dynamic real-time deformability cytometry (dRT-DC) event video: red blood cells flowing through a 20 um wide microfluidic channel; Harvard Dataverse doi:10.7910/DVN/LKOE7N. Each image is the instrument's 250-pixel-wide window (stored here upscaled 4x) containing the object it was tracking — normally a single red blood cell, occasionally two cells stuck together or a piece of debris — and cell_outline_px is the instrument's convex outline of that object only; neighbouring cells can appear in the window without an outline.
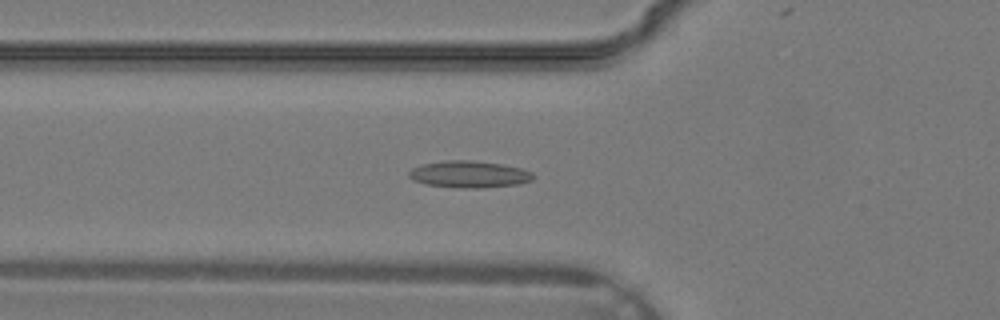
{"species": "common noctule bat (a hibernating species)", "species_latin": "Nyctalus noctula", "temperature_condition": "warm", "stored_images_in_passage": 36, "segment_of_instrument_passage": [1, 2], "camera_frame_rate_fps": 3000, "um_per_image_px": 0.085, "animal": {"sex": "male", "body_mass_g": 19.2, "forearm_length_mm": 51.8}, "frame": {"image": 1, "passage_image": 12, "time_ms": 3.667, "image_size_px": [1000, 320], "cell_outline_px": [[536, 176], [532, 180], [516, 184], [476, 188], [460, 188], [424, 184], [412, 180], [408, 176], [408, 172], [412, 168], [420, 164], [444, 160], [472, 160], [504, 164], [520, 168], [532, 172]], "centroid_in_image_um": [39.84, 14.8], "position_along_channel_um": 86.0, "area_um2": 19.59}}
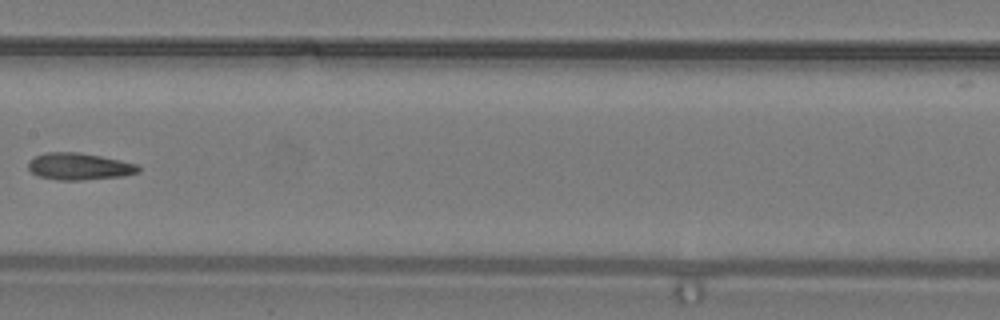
{"frame": {"image": 2, "passage_image": 18, "time_ms": 5.667, "image_size_px": [1000, 320], "cell_outline_px": [[140, 172], [124, 176], [80, 180], [60, 180], [40, 176], [32, 172], [28, 168], [28, 164], [36, 156], [44, 152], [76, 152], [100, 156], [120, 160], [136, 164], [140, 168]], "centroid_in_image_um": [6.76, 14.15], "position_along_channel_um": 200.6, "area_um2": 17.05}}
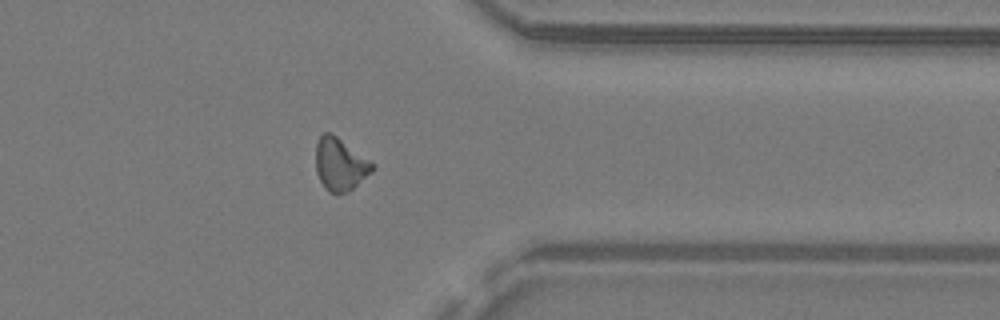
{"frame": {"image": 3, "passage_image": 28, "time_ms": 9.0, "image_size_px": [1000, 320], "cell_outline_px": [[376, 168], [372, 172], [348, 192], [328, 192], [324, 188], [316, 172], [316, 144], [320, 136], [324, 132], [332, 132], [376, 164]], "centroid_in_image_um": [28.93, 13.94], "position_along_channel_um": 382.5, "area_um2": 17.51}}